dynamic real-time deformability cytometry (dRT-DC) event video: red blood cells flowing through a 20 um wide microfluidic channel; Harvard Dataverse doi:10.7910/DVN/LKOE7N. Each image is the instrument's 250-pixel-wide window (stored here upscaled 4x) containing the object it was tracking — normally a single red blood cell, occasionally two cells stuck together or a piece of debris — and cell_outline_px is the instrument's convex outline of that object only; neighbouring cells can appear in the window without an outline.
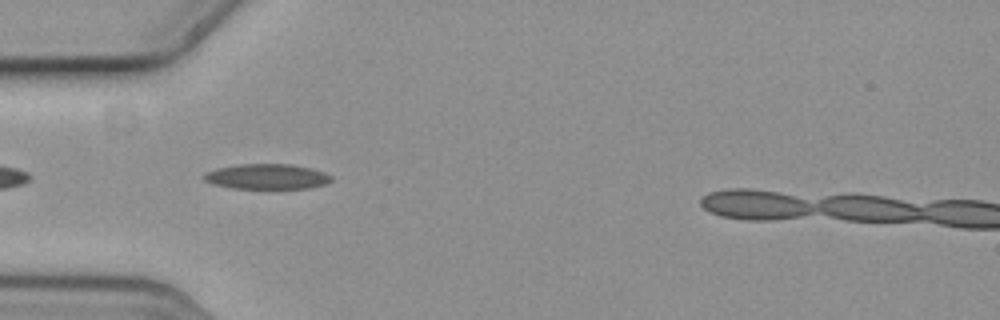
{"species": "common noctule bat (a hibernating species)", "species_latin": "Nyctalus noctula", "temperature_condition": "cold", "stored_images_in_passage": 9, "camera_frame_rate_fps": 3000, "um_per_image_px": 0.085, "animal": {"sex": "female", "body_mass_g": 19.3, "forearm_length_mm": 54.1}, "frame": {"image": 1, "passage_image": 3, "time_ms": 0.667, "image_size_px": [1000, 320], "cell_outline_px": [[332, 180], [324, 184], [308, 188], [232, 188], [212, 184], [204, 180], [204, 176], [208, 172], [216, 168], [236, 164], [292, 164], [324, 172], [332, 176]], "centroid_in_image_um": [22.67, 15.0], "position_along_channel_um": 62.3, "area_um2": 18.55}}
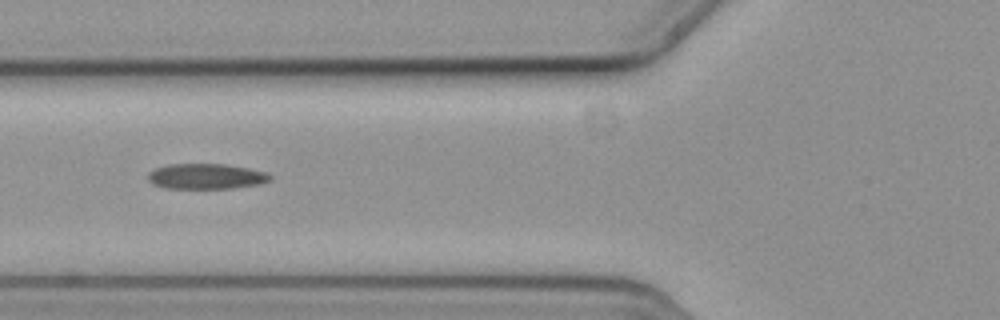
{"frame": {"image": 2, "passage_image": 4, "time_ms": 1.0, "image_size_px": [1000, 320], "cell_outline_px": [[272, 180], [260, 184], [232, 188], [164, 188], [152, 184], [148, 180], [148, 172], [156, 168], [168, 164], [224, 164], [248, 168], [264, 172], [272, 176]], "centroid_in_image_um": [17.5, 14.99], "position_along_channel_um": 108.3, "area_um2": 18.09}}
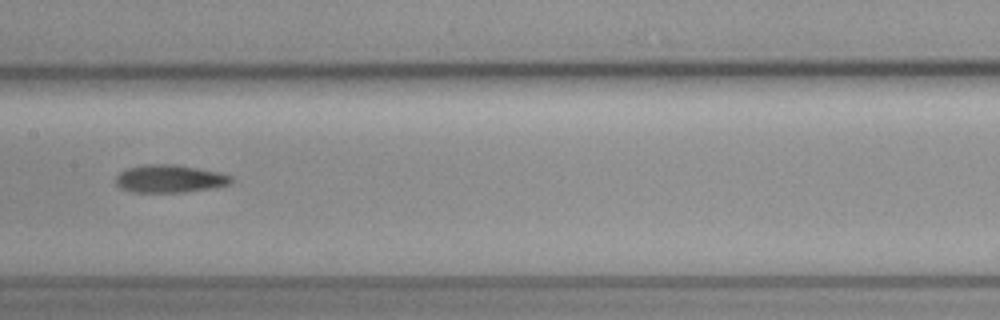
{"frame": {"image": 3, "passage_image": 6, "time_ms": 1.667, "image_size_px": [1000, 320], "cell_outline_px": [[232, 184], [184, 192], [132, 192], [120, 188], [116, 184], [116, 176], [120, 172], [128, 168], [144, 164], [176, 164], [220, 172], [232, 176]], "centroid_in_image_um": [14.42, 15.18], "position_along_channel_um": 193.0, "area_um2": 18.73}}